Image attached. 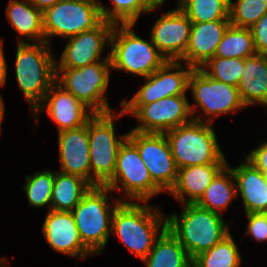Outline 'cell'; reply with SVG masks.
I'll return each instance as SVG.
<instances>
[{
    "instance_id": "6da1fadb",
    "label": "cell",
    "mask_w": 267,
    "mask_h": 267,
    "mask_svg": "<svg viewBox=\"0 0 267 267\" xmlns=\"http://www.w3.org/2000/svg\"><path fill=\"white\" fill-rule=\"evenodd\" d=\"M166 228L167 216L158 206L127 201L114 211L111 234L142 261Z\"/></svg>"
},
{
    "instance_id": "9a60e30c",
    "label": "cell",
    "mask_w": 267,
    "mask_h": 267,
    "mask_svg": "<svg viewBox=\"0 0 267 267\" xmlns=\"http://www.w3.org/2000/svg\"><path fill=\"white\" fill-rule=\"evenodd\" d=\"M115 24L104 21L98 28L68 37L56 68H79L102 60H110V52L101 57L104 46L110 47L111 33Z\"/></svg>"
},
{
    "instance_id": "d6986e66",
    "label": "cell",
    "mask_w": 267,
    "mask_h": 267,
    "mask_svg": "<svg viewBox=\"0 0 267 267\" xmlns=\"http://www.w3.org/2000/svg\"><path fill=\"white\" fill-rule=\"evenodd\" d=\"M58 148L60 172L80 176L91 184L88 122L58 132Z\"/></svg>"
},
{
    "instance_id": "cb8c5ba5",
    "label": "cell",
    "mask_w": 267,
    "mask_h": 267,
    "mask_svg": "<svg viewBox=\"0 0 267 267\" xmlns=\"http://www.w3.org/2000/svg\"><path fill=\"white\" fill-rule=\"evenodd\" d=\"M8 21L18 33V43L45 42L43 29V12L29 0H9L6 7ZM27 38L25 41L24 39Z\"/></svg>"
},
{
    "instance_id": "7bdbcfd3",
    "label": "cell",
    "mask_w": 267,
    "mask_h": 267,
    "mask_svg": "<svg viewBox=\"0 0 267 267\" xmlns=\"http://www.w3.org/2000/svg\"><path fill=\"white\" fill-rule=\"evenodd\" d=\"M87 1H91V2H93L95 4H97L98 6H101L102 5L99 0H87Z\"/></svg>"
},
{
    "instance_id": "1f68e13d",
    "label": "cell",
    "mask_w": 267,
    "mask_h": 267,
    "mask_svg": "<svg viewBox=\"0 0 267 267\" xmlns=\"http://www.w3.org/2000/svg\"><path fill=\"white\" fill-rule=\"evenodd\" d=\"M113 7L101 5L103 17L113 24H136L142 14L152 13L144 0H112Z\"/></svg>"
},
{
    "instance_id": "603a6c76",
    "label": "cell",
    "mask_w": 267,
    "mask_h": 267,
    "mask_svg": "<svg viewBox=\"0 0 267 267\" xmlns=\"http://www.w3.org/2000/svg\"><path fill=\"white\" fill-rule=\"evenodd\" d=\"M238 93L246 107L261 104L267 108V55L256 53L244 59Z\"/></svg>"
},
{
    "instance_id": "7c38bea8",
    "label": "cell",
    "mask_w": 267,
    "mask_h": 267,
    "mask_svg": "<svg viewBox=\"0 0 267 267\" xmlns=\"http://www.w3.org/2000/svg\"><path fill=\"white\" fill-rule=\"evenodd\" d=\"M189 104L186 95H176L147 105H121V110L139 121L132 130L165 134L193 120Z\"/></svg>"
},
{
    "instance_id": "484cf974",
    "label": "cell",
    "mask_w": 267,
    "mask_h": 267,
    "mask_svg": "<svg viewBox=\"0 0 267 267\" xmlns=\"http://www.w3.org/2000/svg\"><path fill=\"white\" fill-rule=\"evenodd\" d=\"M91 187L80 176L55 171L50 209L71 212Z\"/></svg>"
},
{
    "instance_id": "83f0119b",
    "label": "cell",
    "mask_w": 267,
    "mask_h": 267,
    "mask_svg": "<svg viewBox=\"0 0 267 267\" xmlns=\"http://www.w3.org/2000/svg\"><path fill=\"white\" fill-rule=\"evenodd\" d=\"M256 54L250 28L229 25L223 34L214 57L242 58Z\"/></svg>"
},
{
    "instance_id": "4316f807",
    "label": "cell",
    "mask_w": 267,
    "mask_h": 267,
    "mask_svg": "<svg viewBox=\"0 0 267 267\" xmlns=\"http://www.w3.org/2000/svg\"><path fill=\"white\" fill-rule=\"evenodd\" d=\"M237 198L232 170L226 165L206 188L197 205L222 215L233 199Z\"/></svg>"
},
{
    "instance_id": "b9f144b4",
    "label": "cell",
    "mask_w": 267,
    "mask_h": 267,
    "mask_svg": "<svg viewBox=\"0 0 267 267\" xmlns=\"http://www.w3.org/2000/svg\"><path fill=\"white\" fill-rule=\"evenodd\" d=\"M7 260L5 258H1L0 259V267H7L6 265L8 264V262H6Z\"/></svg>"
},
{
    "instance_id": "60d3db41",
    "label": "cell",
    "mask_w": 267,
    "mask_h": 267,
    "mask_svg": "<svg viewBox=\"0 0 267 267\" xmlns=\"http://www.w3.org/2000/svg\"><path fill=\"white\" fill-rule=\"evenodd\" d=\"M5 116V104L3 101V97L0 94V133H1V123L3 122Z\"/></svg>"
},
{
    "instance_id": "d6a6232c",
    "label": "cell",
    "mask_w": 267,
    "mask_h": 267,
    "mask_svg": "<svg viewBox=\"0 0 267 267\" xmlns=\"http://www.w3.org/2000/svg\"><path fill=\"white\" fill-rule=\"evenodd\" d=\"M200 68L213 79L238 87L244 59L213 57Z\"/></svg>"
},
{
    "instance_id": "ffe728a7",
    "label": "cell",
    "mask_w": 267,
    "mask_h": 267,
    "mask_svg": "<svg viewBox=\"0 0 267 267\" xmlns=\"http://www.w3.org/2000/svg\"><path fill=\"white\" fill-rule=\"evenodd\" d=\"M229 20L192 22L190 37L184 55L178 60L188 66L200 68L213 58Z\"/></svg>"
},
{
    "instance_id": "44dd1931",
    "label": "cell",
    "mask_w": 267,
    "mask_h": 267,
    "mask_svg": "<svg viewBox=\"0 0 267 267\" xmlns=\"http://www.w3.org/2000/svg\"><path fill=\"white\" fill-rule=\"evenodd\" d=\"M244 163L231 168L245 213H267V176L246 158Z\"/></svg>"
},
{
    "instance_id": "277c9868",
    "label": "cell",
    "mask_w": 267,
    "mask_h": 267,
    "mask_svg": "<svg viewBox=\"0 0 267 267\" xmlns=\"http://www.w3.org/2000/svg\"><path fill=\"white\" fill-rule=\"evenodd\" d=\"M106 186H92L71 211L83 244L95 255L102 253L112 233V217L115 209L125 199L111 204ZM113 205V206H112Z\"/></svg>"
},
{
    "instance_id": "3957f363",
    "label": "cell",
    "mask_w": 267,
    "mask_h": 267,
    "mask_svg": "<svg viewBox=\"0 0 267 267\" xmlns=\"http://www.w3.org/2000/svg\"><path fill=\"white\" fill-rule=\"evenodd\" d=\"M17 44L16 80L33 112L56 82V58L46 42Z\"/></svg>"
},
{
    "instance_id": "52a82bcc",
    "label": "cell",
    "mask_w": 267,
    "mask_h": 267,
    "mask_svg": "<svg viewBox=\"0 0 267 267\" xmlns=\"http://www.w3.org/2000/svg\"><path fill=\"white\" fill-rule=\"evenodd\" d=\"M123 115L120 110L117 114H94L88 120L92 186H104L115 172L119 148L128 138V133L118 135L115 131L114 122Z\"/></svg>"
},
{
    "instance_id": "2e32d148",
    "label": "cell",
    "mask_w": 267,
    "mask_h": 267,
    "mask_svg": "<svg viewBox=\"0 0 267 267\" xmlns=\"http://www.w3.org/2000/svg\"><path fill=\"white\" fill-rule=\"evenodd\" d=\"M44 109L51 120L56 123L58 132L79 128L87 124L94 115L77 97L57 82L49 88L43 101L32 112L36 122Z\"/></svg>"
},
{
    "instance_id": "ba28073f",
    "label": "cell",
    "mask_w": 267,
    "mask_h": 267,
    "mask_svg": "<svg viewBox=\"0 0 267 267\" xmlns=\"http://www.w3.org/2000/svg\"><path fill=\"white\" fill-rule=\"evenodd\" d=\"M110 60L79 68H56V82L73 94L93 114L112 112L105 95L109 86Z\"/></svg>"
},
{
    "instance_id": "7a4b0ae2",
    "label": "cell",
    "mask_w": 267,
    "mask_h": 267,
    "mask_svg": "<svg viewBox=\"0 0 267 267\" xmlns=\"http://www.w3.org/2000/svg\"><path fill=\"white\" fill-rule=\"evenodd\" d=\"M222 216L196 203L183 204L179 217L168 214L167 228L193 259L231 233Z\"/></svg>"
},
{
    "instance_id": "e575fe53",
    "label": "cell",
    "mask_w": 267,
    "mask_h": 267,
    "mask_svg": "<svg viewBox=\"0 0 267 267\" xmlns=\"http://www.w3.org/2000/svg\"><path fill=\"white\" fill-rule=\"evenodd\" d=\"M246 217L248 224L245 234L256 242H267V213H247Z\"/></svg>"
},
{
    "instance_id": "8fae6325",
    "label": "cell",
    "mask_w": 267,
    "mask_h": 267,
    "mask_svg": "<svg viewBox=\"0 0 267 267\" xmlns=\"http://www.w3.org/2000/svg\"><path fill=\"white\" fill-rule=\"evenodd\" d=\"M104 186L112 192H125V195L130 198L128 202L147 203L153 196L163 192L153 182L137 147L128 138L120 146L115 172Z\"/></svg>"
},
{
    "instance_id": "ab89813d",
    "label": "cell",
    "mask_w": 267,
    "mask_h": 267,
    "mask_svg": "<svg viewBox=\"0 0 267 267\" xmlns=\"http://www.w3.org/2000/svg\"><path fill=\"white\" fill-rule=\"evenodd\" d=\"M149 9H158L165 1L168 0H144ZM177 8H180L182 0H177Z\"/></svg>"
},
{
    "instance_id": "30bf717a",
    "label": "cell",
    "mask_w": 267,
    "mask_h": 267,
    "mask_svg": "<svg viewBox=\"0 0 267 267\" xmlns=\"http://www.w3.org/2000/svg\"><path fill=\"white\" fill-rule=\"evenodd\" d=\"M105 21L97 4L87 0H61L43 12L45 42L51 38L67 39L98 28Z\"/></svg>"
},
{
    "instance_id": "8d00e7d4",
    "label": "cell",
    "mask_w": 267,
    "mask_h": 267,
    "mask_svg": "<svg viewBox=\"0 0 267 267\" xmlns=\"http://www.w3.org/2000/svg\"><path fill=\"white\" fill-rule=\"evenodd\" d=\"M245 158L267 176V141L261 142Z\"/></svg>"
},
{
    "instance_id": "4dcf8cb0",
    "label": "cell",
    "mask_w": 267,
    "mask_h": 267,
    "mask_svg": "<svg viewBox=\"0 0 267 267\" xmlns=\"http://www.w3.org/2000/svg\"><path fill=\"white\" fill-rule=\"evenodd\" d=\"M53 183L52 170L36 171L33 175H27L23 190L26 192L29 205L36 208L48 206L47 209L50 210Z\"/></svg>"
},
{
    "instance_id": "4fadbf2b",
    "label": "cell",
    "mask_w": 267,
    "mask_h": 267,
    "mask_svg": "<svg viewBox=\"0 0 267 267\" xmlns=\"http://www.w3.org/2000/svg\"><path fill=\"white\" fill-rule=\"evenodd\" d=\"M128 139L137 147L153 182L169 193L176 183L178 169L166 135L131 130Z\"/></svg>"
},
{
    "instance_id": "d590c367",
    "label": "cell",
    "mask_w": 267,
    "mask_h": 267,
    "mask_svg": "<svg viewBox=\"0 0 267 267\" xmlns=\"http://www.w3.org/2000/svg\"><path fill=\"white\" fill-rule=\"evenodd\" d=\"M256 53L267 55V13L250 27Z\"/></svg>"
},
{
    "instance_id": "d4e9b609",
    "label": "cell",
    "mask_w": 267,
    "mask_h": 267,
    "mask_svg": "<svg viewBox=\"0 0 267 267\" xmlns=\"http://www.w3.org/2000/svg\"><path fill=\"white\" fill-rule=\"evenodd\" d=\"M142 262L147 267H192L193 259L166 228L156 239L152 250Z\"/></svg>"
},
{
    "instance_id": "f35d334b",
    "label": "cell",
    "mask_w": 267,
    "mask_h": 267,
    "mask_svg": "<svg viewBox=\"0 0 267 267\" xmlns=\"http://www.w3.org/2000/svg\"><path fill=\"white\" fill-rule=\"evenodd\" d=\"M38 10L44 12L61 0H29Z\"/></svg>"
},
{
    "instance_id": "5bb4252c",
    "label": "cell",
    "mask_w": 267,
    "mask_h": 267,
    "mask_svg": "<svg viewBox=\"0 0 267 267\" xmlns=\"http://www.w3.org/2000/svg\"><path fill=\"white\" fill-rule=\"evenodd\" d=\"M194 68L180 61L167 60L160 68L145 77V84L129 100L120 105H147L163 98L186 95L188 79Z\"/></svg>"
},
{
    "instance_id": "e0dca14e",
    "label": "cell",
    "mask_w": 267,
    "mask_h": 267,
    "mask_svg": "<svg viewBox=\"0 0 267 267\" xmlns=\"http://www.w3.org/2000/svg\"><path fill=\"white\" fill-rule=\"evenodd\" d=\"M191 25V20L176 7L157 19L151 28V40L167 60L178 61L187 48Z\"/></svg>"
},
{
    "instance_id": "9c48e42d",
    "label": "cell",
    "mask_w": 267,
    "mask_h": 267,
    "mask_svg": "<svg viewBox=\"0 0 267 267\" xmlns=\"http://www.w3.org/2000/svg\"><path fill=\"white\" fill-rule=\"evenodd\" d=\"M188 90L194 98V103L189 105L195 121L212 124L213 118L221 114H232L246 107L240 99L238 87L213 79L201 68L192 70L188 79ZM197 108L205 117L195 115Z\"/></svg>"
},
{
    "instance_id": "8992f818",
    "label": "cell",
    "mask_w": 267,
    "mask_h": 267,
    "mask_svg": "<svg viewBox=\"0 0 267 267\" xmlns=\"http://www.w3.org/2000/svg\"><path fill=\"white\" fill-rule=\"evenodd\" d=\"M133 31L134 24H115L109 48L111 68L145 78L167 59L151 39L150 42L146 41Z\"/></svg>"
},
{
    "instance_id": "836d02e7",
    "label": "cell",
    "mask_w": 267,
    "mask_h": 267,
    "mask_svg": "<svg viewBox=\"0 0 267 267\" xmlns=\"http://www.w3.org/2000/svg\"><path fill=\"white\" fill-rule=\"evenodd\" d=\"M267 13V0H229L230 25L250 28Z\"/></svg>"
},
{
    "instance_id": "f546056e",
    "label": "cell",
    "mask_w": 267,
    "mask_h": 267,
    "mask_svg": "<svg viewBox=\"0 0 267 267\" xmlns=\"http://www.w3.org/2000/svg\"><path fill=\"white\" fill-rule=\"evenodd\" d=\"M180 9L191 22L229 20V0H182Z\"/></svg>"
},
{
    "instance_id": "5b68a950",
    "label": "cell",
    "mask_w": 267,
    "mask_h": 267,
    "mask_svg": "<svg viewBox=\"0 0 267 267\" xmlns=\"http://www.w3.org/2000/svg\"><path fill=\"white\" fill-rule=\"evenodd\" d=\"M165 135L177 169L208 163H228L211 123L192 120L169 130Z\"/></svg>"
},
{
    "instance_id": "ac0fdd59",
    "label": "cell",
    "mask_w": 267,
    "mask_h": 267,
    "mask_svg": "<svg viewBox=\"0 0 267 267\" xmlns=\"http://www.w3.org/2000/svg\"><path fill=\"white\" fill-rule=\"evenodd\" d=\"M42 234L49 246L58 253L78 257L77 260L94 255L81 241L71 212L47 210Z\"/></svg>"
},
{
    "instance_id": "74e56055",
    "label": "cell",
    "mask_w": 267,
    "mask_h": 267,
    "mask_svg": "<svg viewBox=\"0 0 267 267\" xmlns=\"http://www.w3.org/2000/svg\"><path fill=\"white\" fill-rule=\"evenodd\" d=\"M3 38L0 39V87H4L7 80V60H5L3 49Z\"/></svg>"
},
{
    "instance_id": "f1b7e54d",
    "label": "cell",
    "mask_w": 267,
    "mask_h": 267,
    "mask_svg": "<svg viewBox=\"0 0 267 267\" xmlns=\"http://www.w3.org/2000/svg\"><path fill=\"white\" fill-rule=\"evenodd\" d=\"M230 233L221 242L193 258L192 267H240L241 254Z\"/></svg>"
},
{
    "instance_id": "7402d4cb",
    "label": "cell",
    "mask_w": 267,
    "mask_h": 267,
    "mask_svg": "<svg viewBox=\"0 0 267 267\" xmlns=\"http://www.w3.org/2000/svg\"><path fill=\"white\" fill-rule=\"evenodd\" d=\"M226 165L227 163H208L180 168L178 169L176 183L169 193L181 205L196 203L215 176Z\"/></svg>"
}]
</instances>
